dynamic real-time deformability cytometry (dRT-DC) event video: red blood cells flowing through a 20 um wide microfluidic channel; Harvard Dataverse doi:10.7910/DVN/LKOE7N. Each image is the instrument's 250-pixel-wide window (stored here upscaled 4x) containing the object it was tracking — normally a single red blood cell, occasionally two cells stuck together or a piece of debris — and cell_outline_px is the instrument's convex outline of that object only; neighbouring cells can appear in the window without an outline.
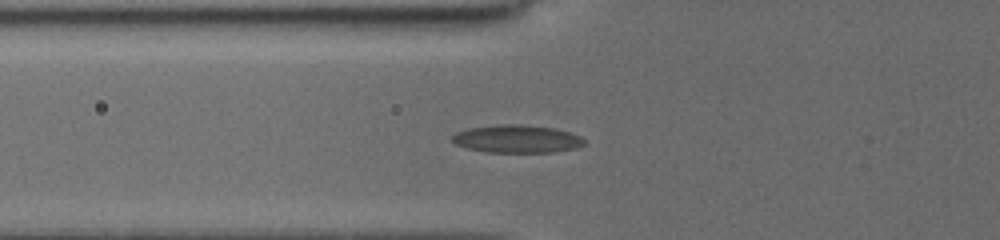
{"species": "common noctule bat (a hibernating species)", "species_latin": "Nyctalus noctula", "temperature_condition": "cold", "stored_images_in_passage": 36, "camera_frame_rate_fps": 3000, "um_per_image_px": 0.085, "animal": {"sex": "female", "body_mass_g": 19.5, "forearm_length_mm": 54.1}, "frame": {"image": 1, "passage_image": 2, "time_ms": 0.333, "image_size_px": [1000, 240], "cell_outline_px": [[584, 144], [576, 148], [556, 152], [484, 152], [468, 148], [456, 144], [452, 140], [452, 136], [456, 132], [468, 128], [504, 124], [516, 124], [552, 128], [568, 132], [580, 136], [584, 140]], "centroid_in_image_um": [43.92, 11.81], "position_along_channel_um": 81.9, "area_um2": 21.21}}
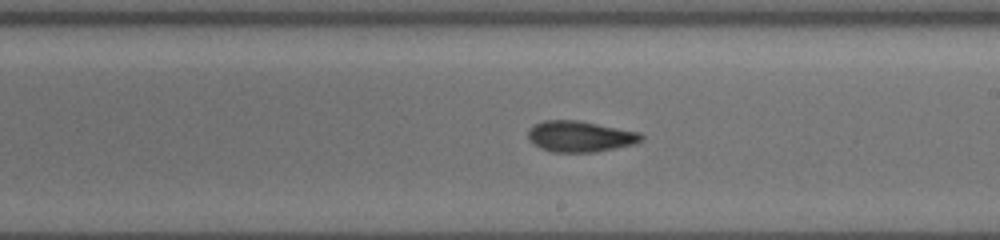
{"frame": {"image": 2, "passage_image": 21, "time_ms": 4.333, "image_size_px": [1000, 240], "cell_outline_px": [[644, 140], [636, 144], [596, 152], [548, 152], [540, 148], [528, 136], [528, 132], [532, 124], [544, 120], [576, 120], [640, 132], [644, 136]], "centroid_in_image_um": [49.34, 11.6], "position_along_channel_um": 239.7, "area_um2": 20.52}}
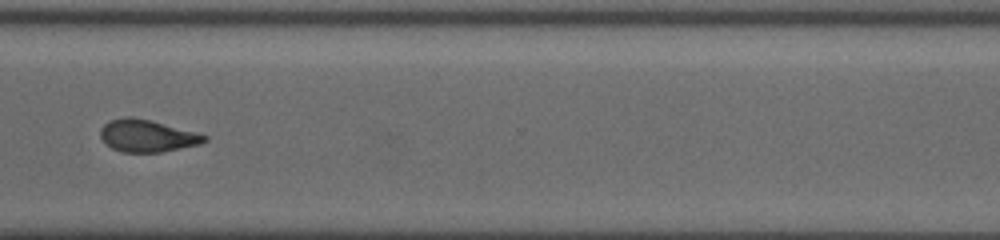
{"frame": {"image": 3, "passage_image": 35, "time_ms": 7.333, "image_size_px": [1000, 240], "cell_outline_px": [[208, 140], [200, 144], [160, 152], [120, 152], [112, 148], [100, 136], [100, 128], [108, 120], [128, 116], [132, 116], [148, 120], [208, 136]], "centroid_in_image_um": [12.46, 11.54], "position_along_channel_um": 358.1, "area_um2": 19.19}}